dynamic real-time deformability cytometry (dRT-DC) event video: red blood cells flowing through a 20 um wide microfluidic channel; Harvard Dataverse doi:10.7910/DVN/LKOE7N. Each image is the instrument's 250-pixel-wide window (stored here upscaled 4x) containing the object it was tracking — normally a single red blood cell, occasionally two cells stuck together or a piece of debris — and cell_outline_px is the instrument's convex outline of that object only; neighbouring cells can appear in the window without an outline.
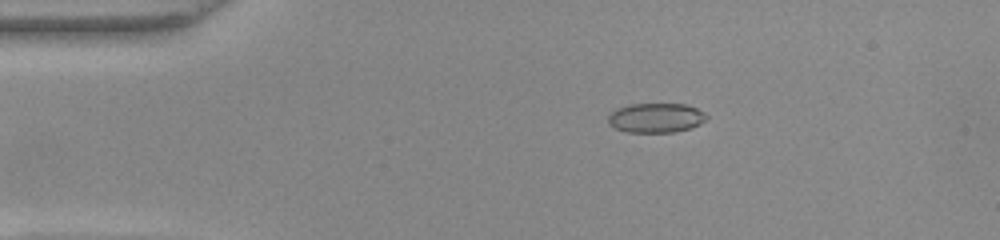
{"species": "common noctule bat (a hibernating species)", "species_latin": "Nyctalus noctula", "temperature_condition": "warm", "stored_images_in_passage": 52, "camera_frame_rate_fps": 3000, "um_per_image_px": 0.085, "animal": {"sex": "female", "body_mass_g": 22.0, "forearm_length_mm": 56.7}, "frame": {"image": 1, "passage_image": 9, "time_ms": 2.667, "image_size_px": [1000, 240], "cell_outline_px": [[708, 116], [700, 124], [692, 128], [676, 132], [628, 132], [616, 128], [608, 124], [608, 116], [612, 112], [628, 104], [688, 104], [704, 112]], "centroid_in_image_um": [55.78, 10.02], "position_along_channel_um": 29.2, "area_um2": 16.94}}
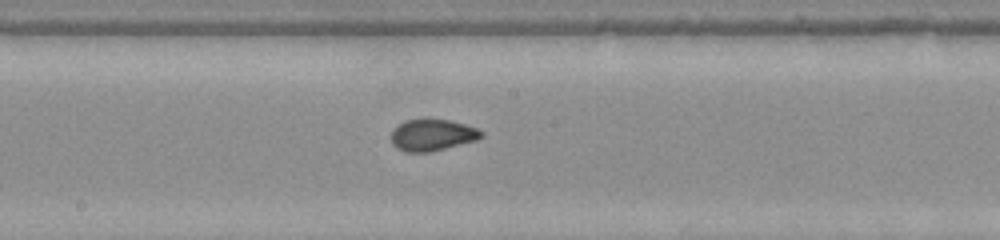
{"frame": {"image": 2, "passage_image": 27, "time_ms": 8.667, "image_size_px": [1000, 240], "cell_outline_px": [[484, 136], [476, 140], [432, 152], [404, 152], [396, 148], [392, 144], [392, 128], [404, 120], [452, 120], [476, 128], [484, 132]], "centroid_in_image_um": [36.73, 11.49], "position_along_channel_um": 211.5, "area_um2": 16.65}}
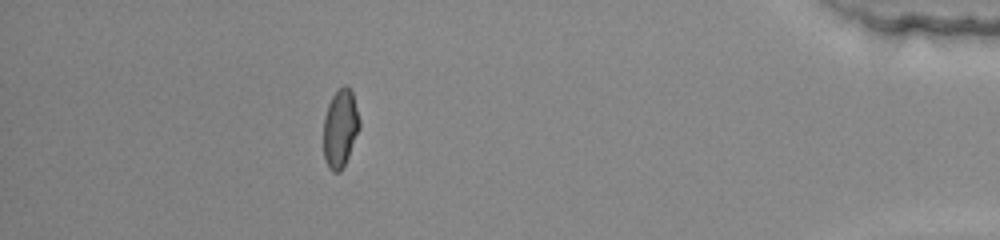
{"frame": {"image": 3, "passage_image": 46, "time_ms": 15.0, "image_size_px": [1000, 240], "cell_outline_px": [[360, 128], [348, 156], [340, 172], [332, 172], [328, 168], [324, 156], [324, 116], [328, 104], [332, 96], [344, 84], [352, 92], [360, 120]], "centroid_in_image_um": [28.92, 10.91], "position_along_channel_um": 406.3, "area_um2": 16.24}}